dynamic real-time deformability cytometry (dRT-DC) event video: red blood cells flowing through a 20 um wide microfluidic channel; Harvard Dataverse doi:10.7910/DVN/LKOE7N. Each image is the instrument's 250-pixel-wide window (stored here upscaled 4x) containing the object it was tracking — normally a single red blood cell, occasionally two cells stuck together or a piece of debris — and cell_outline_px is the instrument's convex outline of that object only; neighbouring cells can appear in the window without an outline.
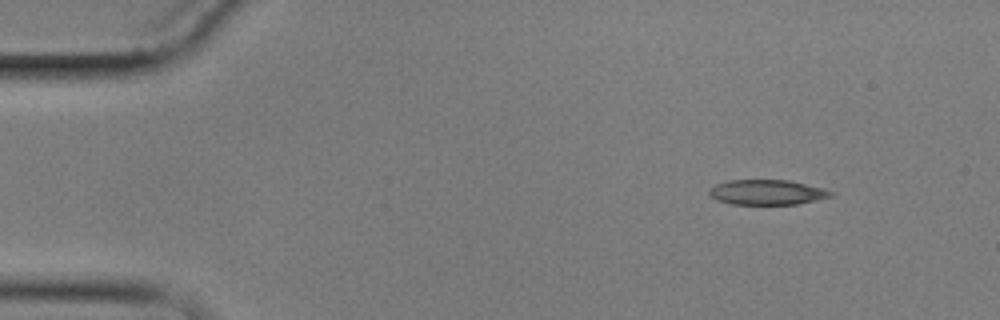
{"species": "common noctule bat (a hibernating species)", "species_latin": "Nyctalus noctula", "temperature_condition": "cold", "stored_images_in_passage": 5, "camera_frame_rate_fps": 3000, "um_per_image_px": 0.085, "animal": {"sex": "male", "body_mass_g": 17.9}, "frame": {"image": 1, "passage_image": 1, "time_ms": 0.0, "image_size_px": [1000, 320], "cell_outline_px": [[836, 192], [832, 196], [816, 200], [796, 204], [732, 204], [716, 200], [708, 192], [708, 188], [716, 184], [728, 180], [788, 180], [824, 188]], "centroid_in_image_um": [65.2, 16.34], "position_along_channel_um": 19.8, "area_um2": 17.8}}
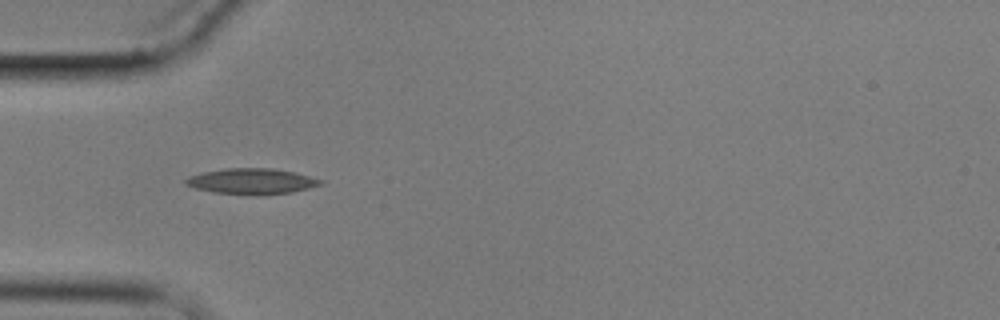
{"frame": {"image": 2, "passage_image": 4, "time_ms": 3.667, "image_size_px": [1000, 320], "cell_outline_px": [[324, 184], [292, 192], [264, 196], [256, 196], [216, 192], [196, 188], [184, 184], [184, 180], [188, 176], [204, 172], [224, 168], [272, 168], [292, 172], [324, 180]], "centroid_in_image_um": [21.4, 15.42], "position_along_channel_um": 63.6, "area_um2": 20.35}}
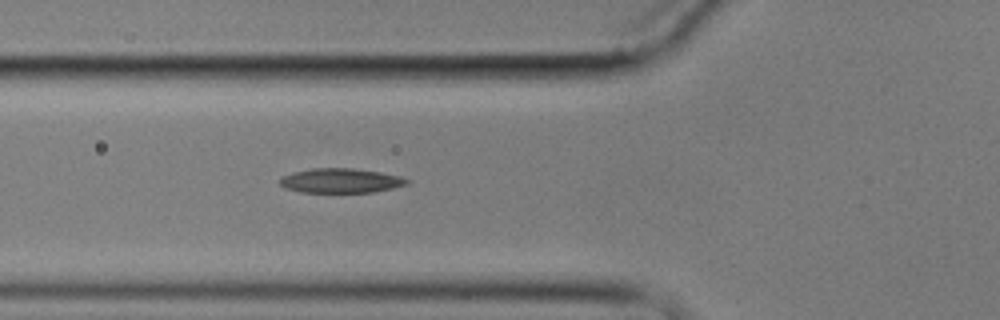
{"frame": {"image": 3, "passage_image": 5, "time_ms": 4.667, "image_size_px": [1000, 320], "cell_outline_px": [[412, 180], [408, 184], [392, 188], [372, 192], [300, 192], [284, 188], [280, 184], [280, 176], [292, 172], [312, 168], [352, 168], [380, 172], [400, 176]], "centroid_in_image_um": [28.94, 15.35], "position_along_channel_um": 96.9, "area_um2": 18.26}}